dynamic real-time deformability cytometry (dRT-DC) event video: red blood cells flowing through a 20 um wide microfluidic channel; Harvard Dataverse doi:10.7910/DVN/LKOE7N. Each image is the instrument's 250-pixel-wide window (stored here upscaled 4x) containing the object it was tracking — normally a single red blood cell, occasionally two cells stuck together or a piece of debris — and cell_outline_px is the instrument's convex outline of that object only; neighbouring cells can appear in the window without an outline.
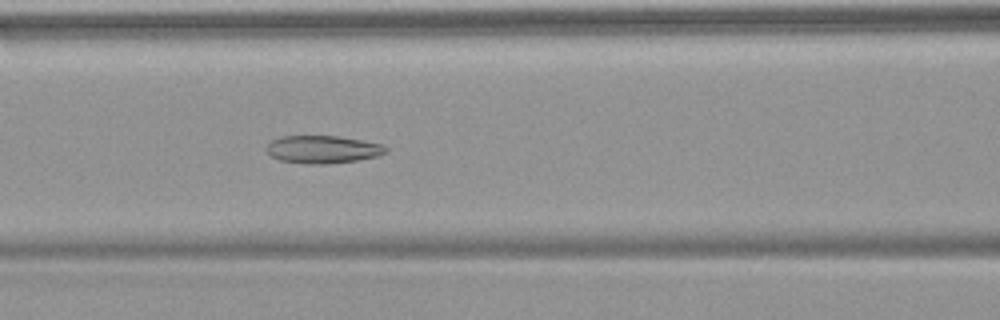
{"species": "common noctule bat (a hibernating species)", "species_latin": "Nyctalus noctula", "temperature_condition": "warm", "stored_images_in_passage": 52, "camera_frame_rate_fps": 3000, "um_per_image_px": 0.085, "animal": {"sex": "female", "body_mass_g": 18.4}, "frame": {"image": 1, "passage_image": 22, "time_ms": 7.0, "image_size_px": [1000, 320], "cell_outline_px": [[388, 152], [380, 156], [356, 160], [324, 164], [308, 164], [280, 160], [272, 156], [264, 148], [272, 140], [284, 136], [336, 136], [384, 144], [388, 148]], "centroid_in_image_um": [27.47, 12.7], "position_along_channel_um": 139.1, "area_um2": 19.25}}
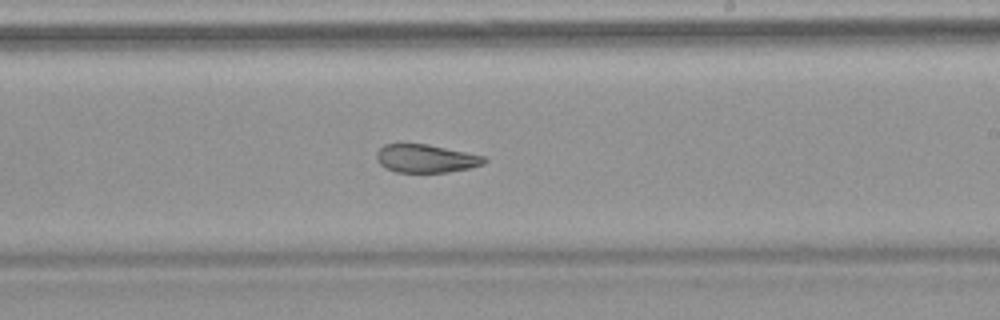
{"frame": {"image": 2, "passage_image": 31, "time_ms": 10.0, "image_size_px": [1000, 320], "cell_outline_px": [[488, 160], [484, 164], [468, 168], [448, 172], [396, 172], [384, 168], [376, 160], [376, 152], [384, 144], [428, 144], [484, 156]], "centroid_in_image_um": [36.17, 13.47], "position_along_channel_um": 252.8, "area_um2": 17.69}}
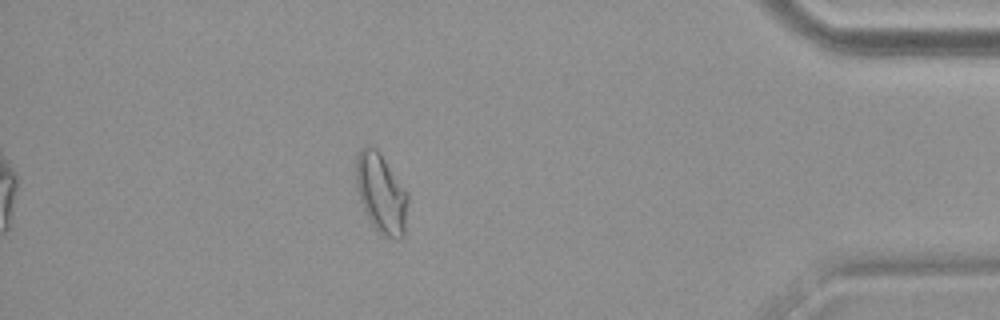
{"frame": {"image": 3, "passage_image": 46, "time_ms": 15.0, "image_size_px": [1000, 320], "cell_outline_px": [[408, 200], [404, 236], [400, 240], [392, 240], [380, 236], [368, 220], [360, 200], [356, 184], [356, 156], [364, 144], [368, 144], [376, 148], [408, 192]], "centroid_in_image_um": [32.4, 16.48], "position_along_channel_um": 402.8, "area_um2": 24.57}, "authors_computed_cell_mechanics": {"area_um2": 22.4553, "velocity_mm_per_s": 3.8107, "shape_relaxation_time_tau1_ms": null, "shape_relaxation_time_tau2_ms": 2.6286, "deformation_change_tau1": null, "deformation_change_tau2": 0.0927}}